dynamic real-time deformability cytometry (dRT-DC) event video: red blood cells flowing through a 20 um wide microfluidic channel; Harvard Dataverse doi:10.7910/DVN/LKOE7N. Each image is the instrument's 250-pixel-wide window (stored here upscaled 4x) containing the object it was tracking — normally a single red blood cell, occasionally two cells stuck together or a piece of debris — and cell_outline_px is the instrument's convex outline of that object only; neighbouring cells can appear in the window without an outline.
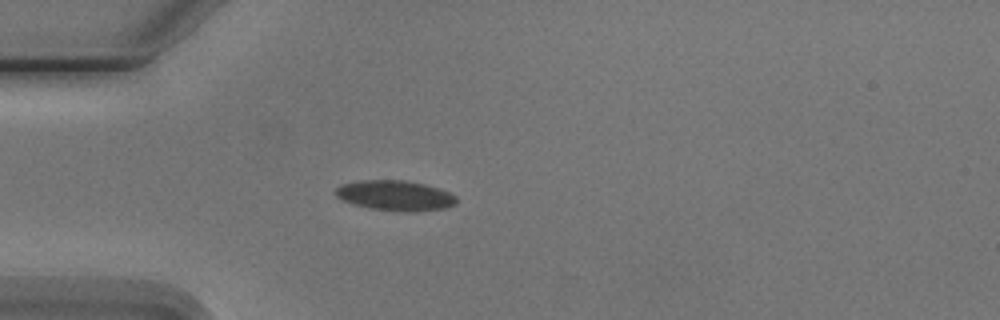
{"species": "Egyptian fruit bat (a non-hibernating species)", "species_latin": "Rousettus aegyptiacus", "temperature_condition": "cold", "stored_images_in_passage": 1, "camera_frame_rate_fps": 3000, "um_per_image_px": 0.085, "animal": {"sex": "male"}, "frame": {"image": 1, "passage_image": 1, "time_ms": 0.0, "image_size_px": [1000, 320], "cell_outline_px": [[456, 204], [444, 208], [416, 212], [400, 212], [368, 208], [352, 204], [336, 196], [332, 192], [340, 184], [360, 180], [404, 180], [424, 184], [448, 192], [456, 196]], "centroid_in_image_um": [33.54, 16.63], "position_along_channel_um": 51.5, "area_um2": 21.44}}